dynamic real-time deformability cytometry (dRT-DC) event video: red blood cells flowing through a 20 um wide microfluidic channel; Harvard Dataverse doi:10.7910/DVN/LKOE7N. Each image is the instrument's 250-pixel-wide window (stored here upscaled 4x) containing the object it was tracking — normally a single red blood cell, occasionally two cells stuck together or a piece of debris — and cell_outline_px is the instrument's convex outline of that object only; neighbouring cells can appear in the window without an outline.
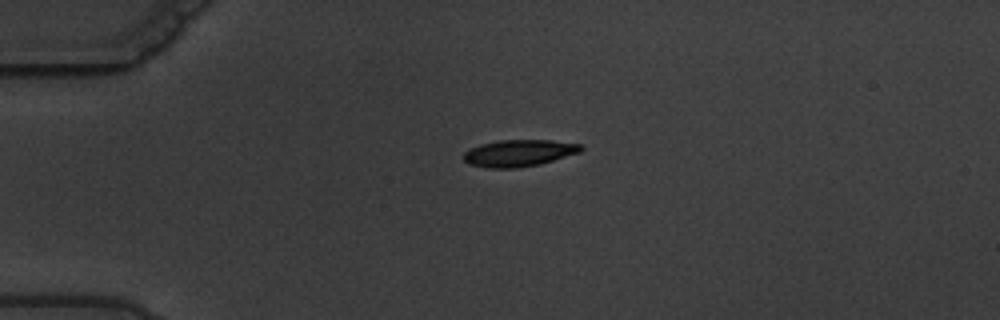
{"species": "common noctule bat (a hibernating species)", "species_latin": "Nyctalus noctula", "temperature_condition": "warm", "stored_images_in_passage": 5, "camera_frame_rate_fps": 3000, "um_per_image_px": 0.085, "animal": {"sex": "male", "body_mass_g": 19.5, "forearm_length_mm": 54.6}, "frame": {"image": 1, "passage_image": 4, "time_ms": 4.667, "image_size_px": [1000, 320], "cell_outline_px": [[584, 148], [580, 152], [540, 164], [516, 168], [488, 168], [468, 164], [464, 160], [464, 152], [468, 148], [480, 144], [500, 140], [552, 140], [580, 144]], "centroid_in_image_um": [44.08, 13.01], "position_along_channel_um": 40.9, "area_um2": 18.38}}